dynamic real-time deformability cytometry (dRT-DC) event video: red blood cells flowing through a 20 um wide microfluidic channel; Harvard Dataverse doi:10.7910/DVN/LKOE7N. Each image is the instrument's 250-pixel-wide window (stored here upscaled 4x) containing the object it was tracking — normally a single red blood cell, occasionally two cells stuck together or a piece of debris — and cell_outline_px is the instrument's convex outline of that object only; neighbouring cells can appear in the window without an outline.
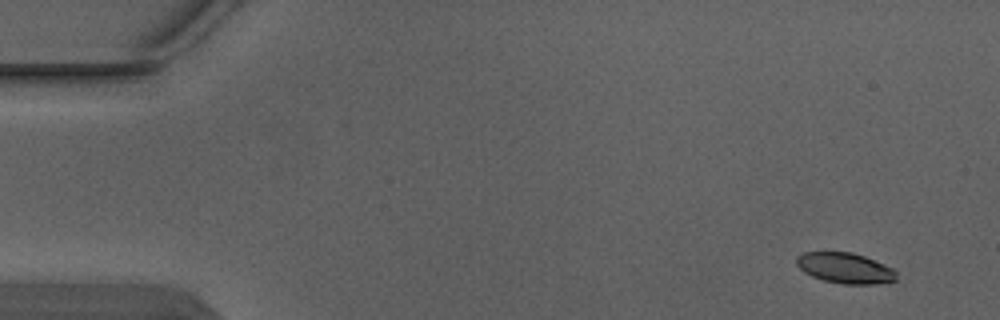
{"species": "Egyptian fruit bat (a non-hibernating species)", "species_latin": "Rousettus aegyptiacus", "temperature_condition": "warm", "stored_images_in_passage": 4, "camera_frame_rate_fps": 3000, "um_per_image_px": 0.085, "animal": {"sex": "male"}, "frame": {"image": 1, "passage_image": 1, "time_ms": 0.0, "image_size_px": [1000, 320], "cell_outline_px": [[896, 280], [876, 284], [844, 284], [824, 280], [812, 276], [804, 272], [796, 264], [796, 256], [804, 252], [852, 252], [864, 256], [892, 268], [896, 272]], "centroid_in_image_um": [71.81, 22.78], "position_along_channel_um": 13.2, "area_um2": 17.69}}
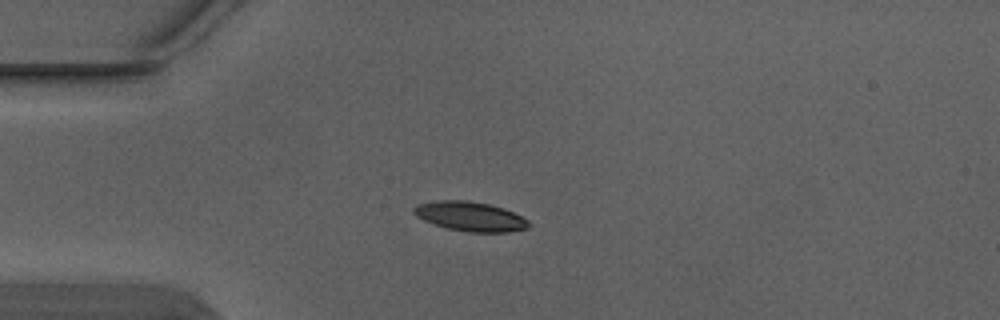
{"frame": {"image": 2, "passage_image": 3, "time_ms": 0.667, "image_size_px": [1000, 320], "cell_outline_px": [[532, 224], [528, 228], [508, 232], [468, 232], [448, 228], [424, 220], [416, 216], [412, 212], [412, 208], [416, 204], [436, 200], [468, 200], [488, 204], [504, 208], [528, 220]], "centroid_in_image_um": [39.96, 18.39], "position_along_channel_um": 45.0, "area_um2": 19.77}}